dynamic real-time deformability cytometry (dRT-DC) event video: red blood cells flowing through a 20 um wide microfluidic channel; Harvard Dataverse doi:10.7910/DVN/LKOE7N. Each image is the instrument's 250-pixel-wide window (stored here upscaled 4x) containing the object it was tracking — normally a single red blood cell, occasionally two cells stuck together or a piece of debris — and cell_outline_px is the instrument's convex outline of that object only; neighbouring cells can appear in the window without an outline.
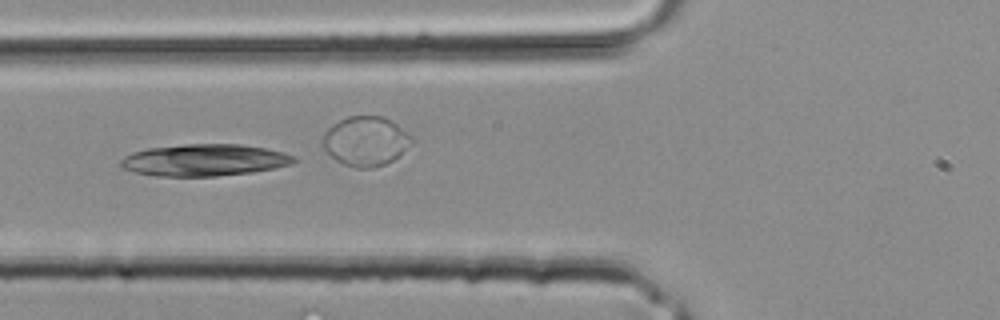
{"species": "common noctule bat (a hibernating species)", "species_latin": "Nyctalus noctula", "temperature_condition": "room temperature", "stored_images_in_passage": 22, "camera_frame_rate_fps": 3000, "um_per_image_px": 0.085, "animal": {"sex": "male", "body_mass_g": 20.4}, "frame": {"image": 1, "passage_image": 4, "time_ms": 1.0, "image_size_px": [1000, 320], "cell_outline_px": [[296, 160], [292, 164], [276, 168], [252, 172], [216, 176], [156, 176], [136, 172], [120, 168], [120, 160], [124, 156], [132, 152], [148, 148], [184, 144], [240, 144], [264, 148], [284, 152], [296, 156]], "centroid_in_image_um": [17.37, 13.6], "position_along_channel_um": 108.4, "area_um2": 32.31}}